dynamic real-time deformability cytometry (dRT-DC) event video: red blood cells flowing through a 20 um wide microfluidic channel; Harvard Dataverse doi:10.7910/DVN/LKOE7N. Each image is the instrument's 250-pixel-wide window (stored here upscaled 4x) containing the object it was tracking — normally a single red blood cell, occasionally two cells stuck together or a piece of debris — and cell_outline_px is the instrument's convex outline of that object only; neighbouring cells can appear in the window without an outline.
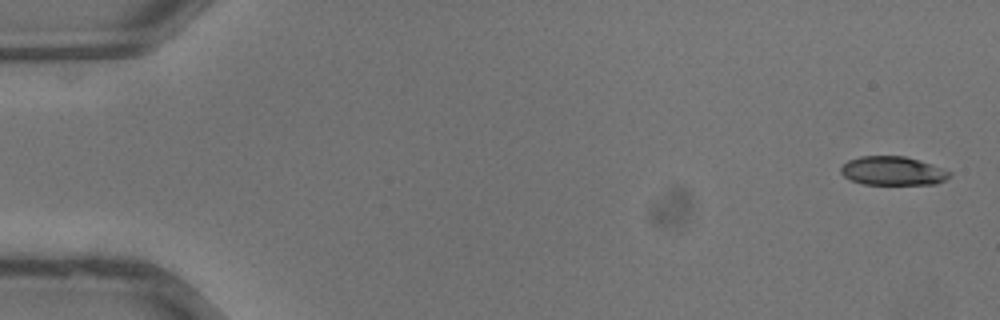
{"species": "common noctule bat (a hibernating species)", "species_latin": "Nyctalus noctula", "temperature_condition": "warm", "stored_images_in_passage": 29, "camera_frame_rate_fps": 3000, "um_per_image_px": 0.085, "animal": {"sex": "male", "body_mass_g": 13.3}, "frame": {"image": 1, "passage_image": 1, "time_ms": 0.0, "image_size_px": [1000, 320], "cell_outline_px": [[952, 176], [936, 184], [864, 184], [852, 180], [844, 176], [840, 172], [840, 168], [848, 160], [860, 156], [904, 156], [952, 172]], "centroid_in_image_um": [75.86, 14.53], "position_along_channel_um": 9.1, "area_um2": 17.98}}
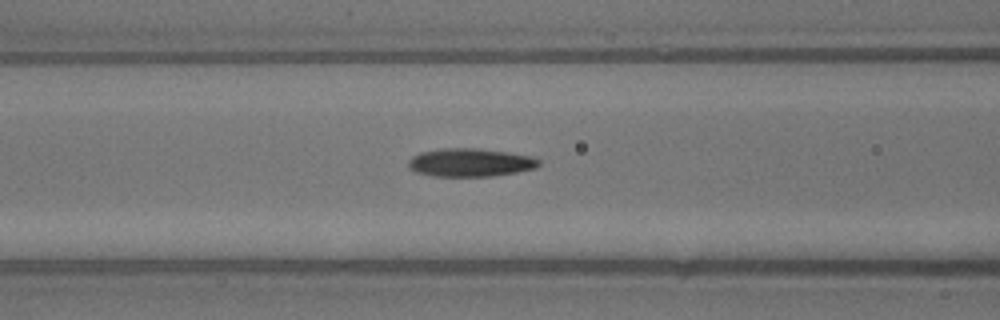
{"frame": {"image": 2, "passage_image": 15, "time_ms": 4.667, "image_size_px": [1000, 320], "cell_outline_px": [[540, 164], [536, 168], [516, 172], [492, 176], [432, 176], [416, 172], [408, 168], [408, 160], [412, 156], [420, 152], [444, 148], [480, 148], [508, 152], [532, 156], [540, 160]], "centroid_in_image_um": [39.96, 13.81], "position_along_channel_um": 126.6, "area_um2": 21.62}}
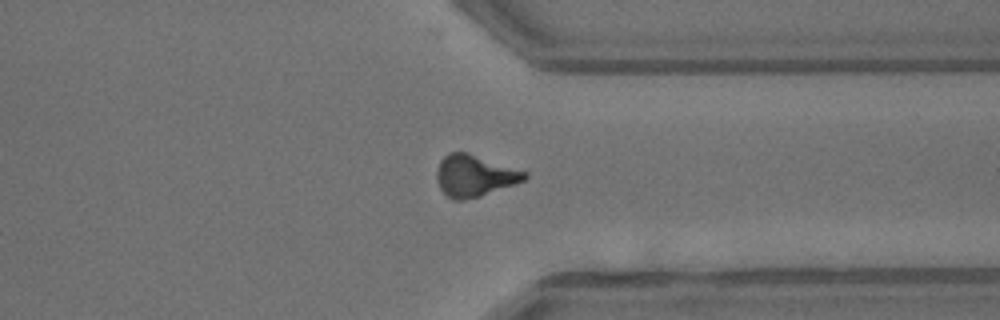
{"frame": {"image": 3, "passage_image": 28, "time_ms": 9.0, "image_size_px": [1000, 320], "cell_outline_px": [[528, 176], [524, 180], [516, 184], [480, 196], [464, 200], [452, 200], [440, 188], [436, 180], [436, 172], [440, 160], [448, 152], [464, 152], [528, 172]], "centroid_in_image_um": [40.31, 14.95], "position_along_channel_um": 371.1, "area_um2": 21.15}}